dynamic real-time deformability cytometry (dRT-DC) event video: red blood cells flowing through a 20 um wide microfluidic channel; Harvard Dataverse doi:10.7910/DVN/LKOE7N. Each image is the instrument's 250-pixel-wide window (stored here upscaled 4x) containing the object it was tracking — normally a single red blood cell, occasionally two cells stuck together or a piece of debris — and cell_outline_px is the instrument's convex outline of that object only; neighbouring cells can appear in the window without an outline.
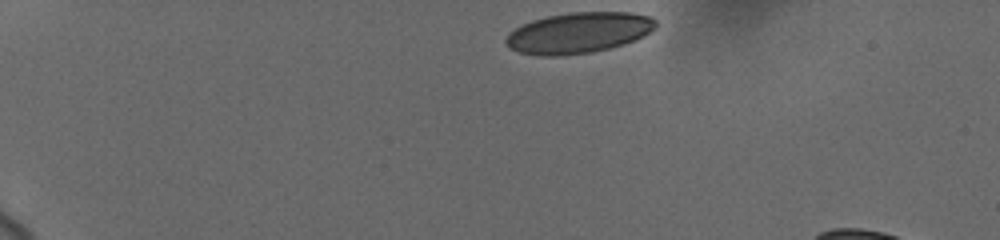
{"species": "human", "species_latin": "Homo sapiens", "temperature_condition": "cold", "stored_images_in_passage": 11, "camera_frame_rate_fps": 3000, "um_per_image_px": 0.085, "donor": {"sex": "female"}, "frame": {"image": 1, "passage_image": 1, "time_ms": 0.0, "image_size_px": [1000, 240], "cell_outline_px": [[656, 28], [644, 36], [636, 40], [624, 44], [592, 52], [564, 56], [540, 56], [520, 52], [508, 48], [504, 40], [516, 28], [532, 20], [548, 16], [572, 12], [628, 12], [648, 16], [656, 20]], "centroid_in_image_um": [49.19, 2.8], "position_along_channel_um": 35.8, "area_um2": 35.6}}